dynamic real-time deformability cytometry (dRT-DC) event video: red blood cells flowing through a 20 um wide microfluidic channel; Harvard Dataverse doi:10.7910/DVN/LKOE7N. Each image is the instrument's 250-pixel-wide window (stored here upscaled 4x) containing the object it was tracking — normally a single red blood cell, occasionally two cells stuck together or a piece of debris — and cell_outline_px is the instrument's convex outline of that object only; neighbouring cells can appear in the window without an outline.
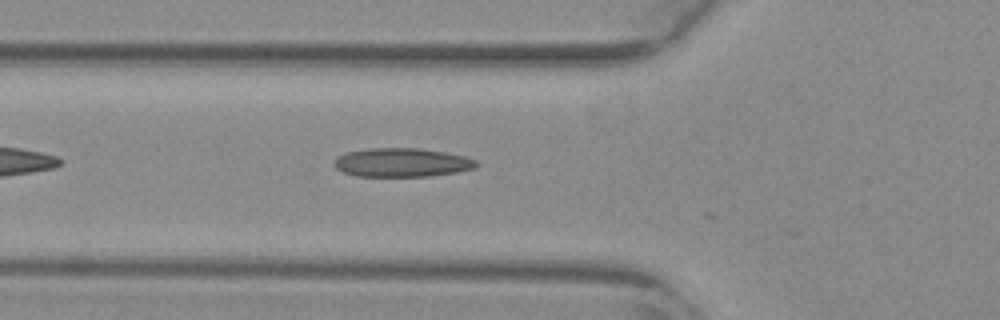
{"species": "common noctule bat (a hibernating species)", "species_latin": "Nyctalus noctula", "temperature_condition": "warm", "stored_images_in_passage": 9, "camera_frame_rate_fps": 3000, "um_per_image_px": 0.085, "animal": {"sex": "female", "body_mass_g": 29.2, "forearm_length_mm": 56.3}, "frame": {"image": 1, "passage_image": 6, "time_ms": 1.667, "image_size_px": [1000, 320], "cell_outline_px": [[480, 164], [476, 168], [456, 172], [428, 176], [356, 176], [344, 172], [336, 168], [332, 164], [336, 156], [348, 152], [368, 148], [420, 148], [444, 152], [464, 156], [476, 160]], "centroid_in_image_um": [34.15, 13.81], "position_along_channel_um": 91.6, "area_um2": 23.93}}